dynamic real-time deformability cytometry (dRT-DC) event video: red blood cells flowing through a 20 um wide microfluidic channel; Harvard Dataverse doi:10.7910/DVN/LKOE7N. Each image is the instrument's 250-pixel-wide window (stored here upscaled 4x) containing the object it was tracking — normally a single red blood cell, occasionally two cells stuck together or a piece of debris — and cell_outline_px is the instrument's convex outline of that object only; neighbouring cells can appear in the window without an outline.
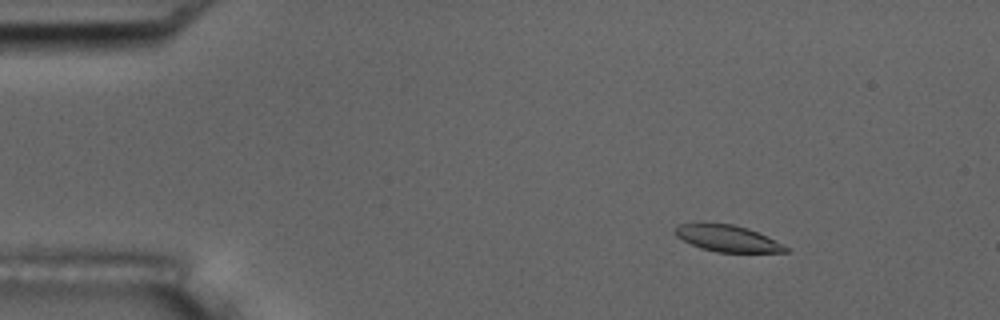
{"species": "common noctule bat (a hibernating species)", "species_latin": "Nyctalus noctula", "temperature_condition": "room temperature", "stored_images_in_passage": 54, "camera_frame_rate_fps": 3000, "um_per_image_px": 0.085, "animal": {"sex": "male", "body_mass_g": 17.5, "forearm_length_mm": 52.3}, "frame": {"image": 1, "passage_image": 8, "time_ms": 2.333, "image_size_px": [1000, 320], "cell_outline_px": [[788, 252], [716, 252], [700, 248], [676, 236], [672, 232], [680, 224], [732, 224], [748, 228], [776, 240], [788, 248]], "centroid_in_image_um": [61.85, 20.28], "position_along_channel_um": 23.2, "area_um2": 16.76}}
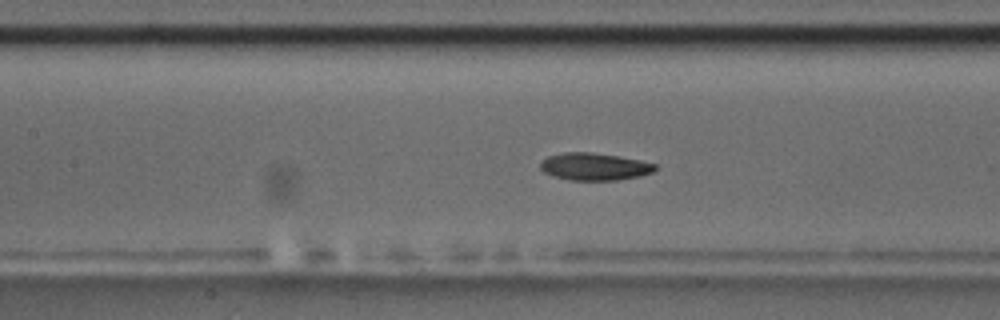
{"frame": {"image": 2, "passage_image": 25, "time_ms": 8.0, "image_size_px": [1000, 320], "cell_outline_px": [[660, 168], [652, 172], [640, 176], [616, 180], [568, 180], [552, 176], [544, 172], [540, 168], [540, 164], [548, 156], [564, 152], [592, 152], [620, 156], [640, 160], [656, 164]], "centroid_in_image_um": [50.55, 14.16], "position_along_channel_um": 156.8, "area_um2": 18.44}}
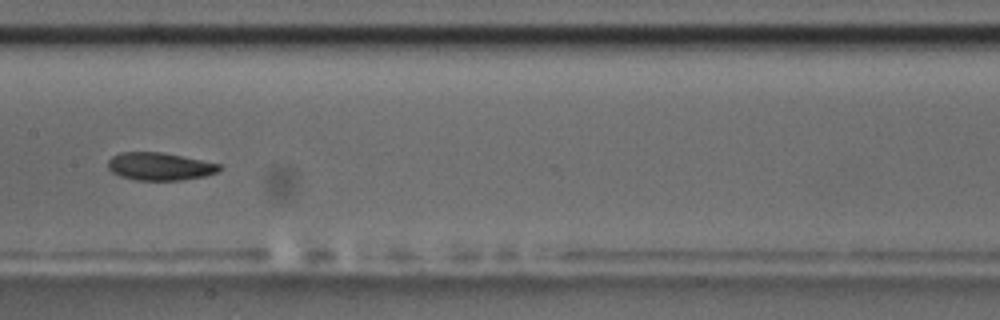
{"frame": {"image": 3, "passage_image": 28, "time_ms": 9.0, "image_size_px": [1000, 320], "cell_outline_px": [[220, 168], [216, 172], [204, 176], [180, 180], [136, 180], [120, 176], [112, 172], [108, 168], [108, 160], [112, 156], [120, 152], [164, 152], [220, 164]], "centroid_in_image_um": [13.54, 14.14], "position_along_channel_um": 193.9, "area_um2": 17.92}, "authors_computed_cell_mechanics": {"area_um2": 18.2937, "velocity_mm_per_s": 3.7386, "shape_relaxation_time_tau1_ms": 3.9634, "shape_relaxation_time_tau2_ms": 3.2627, "deformation_change_tau1": 0.1125, "deformation_change_tau2": 0.0674}}